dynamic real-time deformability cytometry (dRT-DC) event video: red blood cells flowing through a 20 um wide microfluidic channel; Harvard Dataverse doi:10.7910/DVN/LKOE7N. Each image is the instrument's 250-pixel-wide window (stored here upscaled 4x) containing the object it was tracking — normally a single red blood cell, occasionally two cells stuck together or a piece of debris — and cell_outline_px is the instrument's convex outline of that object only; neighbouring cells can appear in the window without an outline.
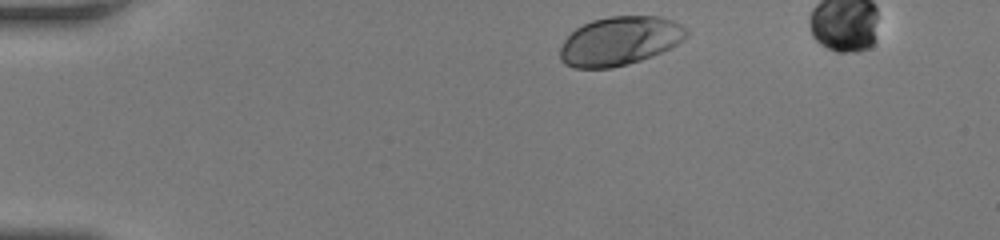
{"species": "human", "species_latin": "Homo sapiens", "temperature_condition": "room temperature", "stored_images_in_passage": 35, "camera_frame_rate_fps": 3000, "um_per_image_px": 0.085, "donor": {"sex": "female"}, "frame": {"image": 1, "passage_image": 1, "time_ms": 0.0, "image_size_px": [1000, 240], "cell_outline_px": [[688, 36], [676, 44], [652, 56], [628, 64], [612, 68], [576, 68], [564, 64], [560, 60], [560, 48], [564, 40], [576, 28], [592, 20], [612, 16], [660, 16], [672, 20], [688, 28]], "centroid_in_image_um": [52.67, 3.48], "position_along_channel_um": 32.3, "area_um2": 35.89}}
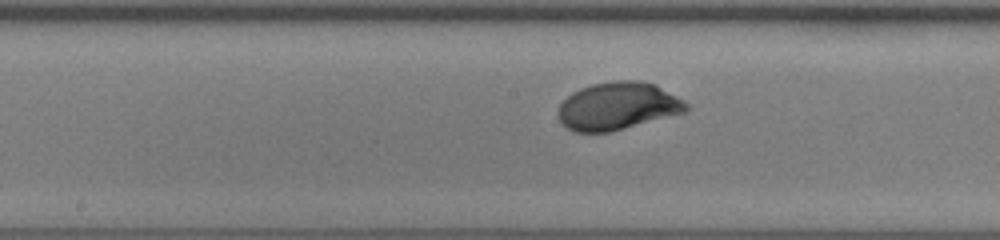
{"frame": {"image": 2, "passage_image": 18, "time_ms": 5.667, "image_size_px": [1000, 240], "cell_outline_px": [[692, 108], [684, 112], [608, 132], [576, 132], [568, 128], [560, 120], [560, 104], [572, 92], [580, 88], [592, 84], [616, 80], [640, 80], [652, 84], [688, 104]], "centroid_in_image_um": [52.48, 9.01], "position_along_channel_um": 195.7, "area_um2": 34.68}}
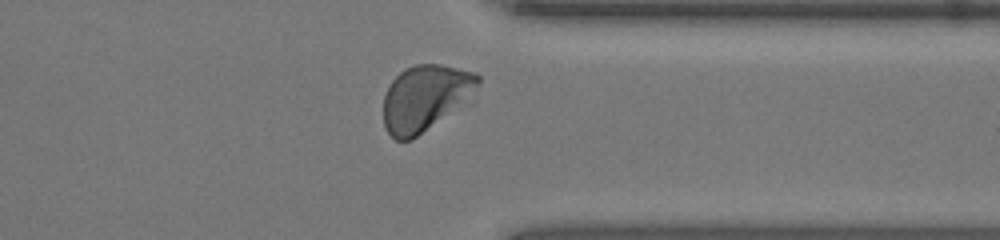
{"frame": {"image": 3, "passage_image": 31, "time_ms": 10.0, "image_size_px": [1000, 240], "cell_outline_px": [[480, 80], [464, 100], [412, 140], [396, 140], [384, 128], [384, 96], [392, 80], [404, 68], [416, 64], [440, 64], [476, 72], [480, 76]], "centroid_in_image_um": [36.06, 8.28], "position_along_channel_um": 375.3, "area_um2": 35.14}, "authors_computed_cell_mechanics": {"area_um2": 34.8534, "velocity_mm_per_s": 4.1713, "shape_relaxation_time_tau1_ms": 1.8763, "shape_relaxation_time_tau2_ms": null, "deformation_change_tau1": 0.1264, "deformation_change_tau2": null}}